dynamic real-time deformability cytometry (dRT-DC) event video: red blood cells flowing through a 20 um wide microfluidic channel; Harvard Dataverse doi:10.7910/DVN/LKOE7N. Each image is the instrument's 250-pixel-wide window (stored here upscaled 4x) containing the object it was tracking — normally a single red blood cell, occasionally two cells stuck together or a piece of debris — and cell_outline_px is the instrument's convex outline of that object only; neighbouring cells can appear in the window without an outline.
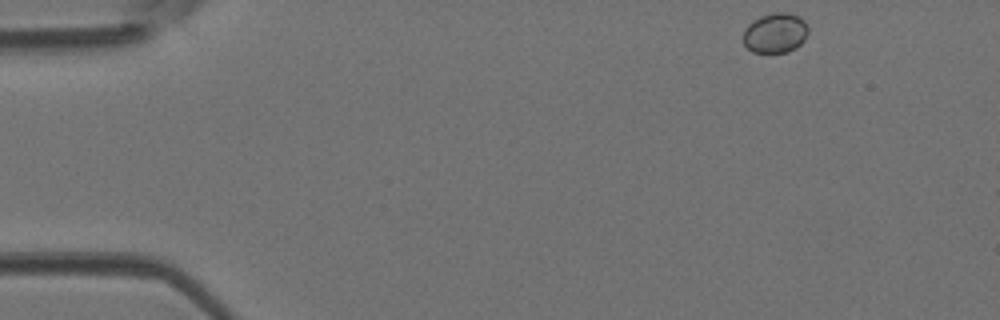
{"species": "Egyptian fruit bat (a non-hibernating species)", "species_latin": "Rousettus aegyptiacus", "temperature_condition": "room temperature", "stored_images_in_passage": 3, "camera_frame_rate_fps": 3000, "um_per_image_px": 0.085, "animal": {"sex": "female"}, "frame": {"image": 1, "passage_image": 1, "time_ms": 0.0, "image_size_px": [1000, 320], "cell_outline_px": [[808, 32], [804, 40], [796, 48], [788, 52], [752, 52], [744, 44], [744, 28], [752, 20], [760, 16], [772, 12], [788, 12], [800, 16], [804, 20], [808, 28]], "centroid_in_image_um": [65.9, 2.78], "position_along_channel_um": 19.1, "area_um2": 15.32}}